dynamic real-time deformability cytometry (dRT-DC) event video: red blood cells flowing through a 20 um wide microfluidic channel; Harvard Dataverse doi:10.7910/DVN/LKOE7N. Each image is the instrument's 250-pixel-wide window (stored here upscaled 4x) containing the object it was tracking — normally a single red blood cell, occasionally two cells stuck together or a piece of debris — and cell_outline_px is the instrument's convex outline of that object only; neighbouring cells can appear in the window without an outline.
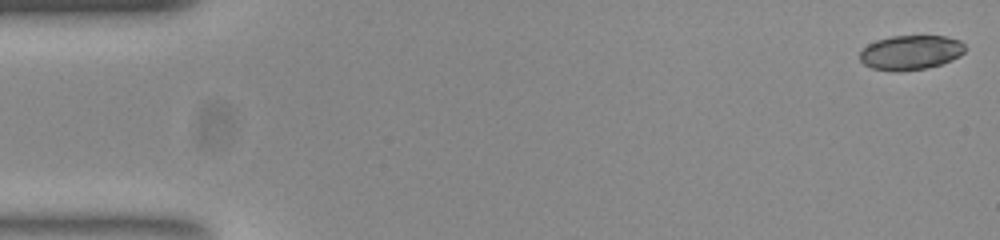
{"species": "common noctule bat (a hibernating species)", "species_latin": "Nyctalus noctula", "temperature_condition": "room temperature", "stored_images_in_passage": 53, "camera_frame_rate_fps": 3000, "um_per_image_px": 0.085, "animal": {"sex": "female", "body_mass_g": 23.0, "forearm_length_mm": 53.4}, "frame": {"image": 1, "passage_image": 1, "time_ms": 0.0, "image_size_px": [1000, 240], "cell_outline_px": [[964, 52], [960, 56], [952, 60], [940, 64], [924, 68], [900, 72], [896, 72], [872, 68], [864, 64], [860, 60], [860, 52], [868, 44], [876, 40], [892, 36], [944, 36], [960, 40], [964, 44]], "centroid_in_image_um": [77.4, 4.46], "position_along_channel_um": 7.6, "area_um2": 21.15}}
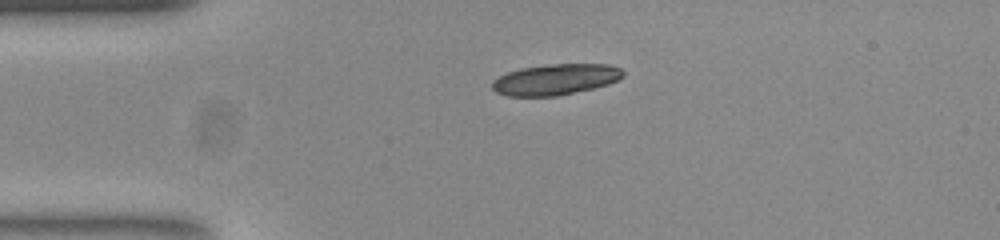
{"frame": {"image": 2, "passage_image": 12, "time_ms": 3.667, "image_size_px": [1000, 240], "cell_outline_px": [[624, 76], [608, 84], [592, 88], [556, 96], [508, 96], [496, 92], [492, 88], [492, 80], [508, 72], [520, 68], [552, 64], [608, 64], [620, 68], [624, 72]], "centroid_in_image_um": [47.2, 6.75], "position_along_channel_um": 37.8, "area_um2": 23.41}, "authors_computed_cell_mechanics": {"area_um2": 21.675, "velocity_mm_per_s": 3.8302, "shape_relaxation_time_tau1_ms": 1.9477, "shape_relaxation_time_tau2_ms": null, "deformation_change_tau1": 0.2806, "deformation_change_tau2": null}}